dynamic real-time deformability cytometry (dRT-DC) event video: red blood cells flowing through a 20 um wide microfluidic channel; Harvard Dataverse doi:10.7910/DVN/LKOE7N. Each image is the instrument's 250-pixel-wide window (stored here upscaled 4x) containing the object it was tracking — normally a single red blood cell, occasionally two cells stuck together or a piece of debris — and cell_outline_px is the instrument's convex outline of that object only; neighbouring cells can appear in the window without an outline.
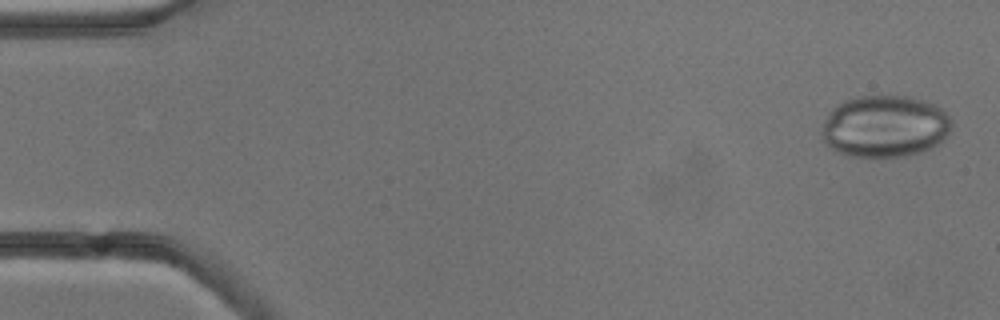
{"species": "common noctule bat (a hibernating species)", "species_latin": "Nyctalus noctula", "temperature_condition": "cold", "stored_images_in_passage": 4, "camera_frame_rate_fps": 3000, "um_per_image_px": 0.085, "animal": {"sex": "male", "body_mass_g": 13.3}, "frame": {"image": 1, "passage_image": 1, "time_ms": 0.0, "image_size_px": [1000, 320], "cell_outline_px": [[952, 124], [948, 136], [944, 140], [932, 148], [920, 152], [904, 156], [848, 156], [824, 144], [820, 132], [824, 120], [828, 112], [836, 104], [844, 100], [860, 96], [912, 96], [936, 104], [952, 120]], "centroid_in_image_um": [75.2, 10.73], "position_along_channel_um": 9.8, "area_um2": 47.34}}